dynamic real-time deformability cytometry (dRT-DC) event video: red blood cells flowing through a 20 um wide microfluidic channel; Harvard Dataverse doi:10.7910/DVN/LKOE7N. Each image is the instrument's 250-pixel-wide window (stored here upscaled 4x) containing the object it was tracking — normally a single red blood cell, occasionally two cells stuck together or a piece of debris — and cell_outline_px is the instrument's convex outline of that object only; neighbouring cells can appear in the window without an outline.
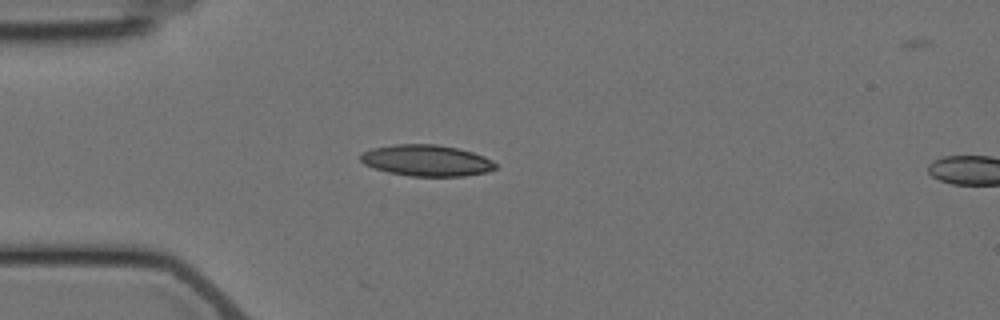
{"species": "Egyptian fruit bat (a non-hibernating species)", "species_latin": "Rousettus aegyptiacus", "temperature_condition": "cold", "stored_images_in_passage": 2, "camera_frame_rate_fps": 3000, "um_per_image_px": 0.085, "animal": {"sex": "female"}, "frame": {"image": 1, "passage_image": 1, "time_ms": 0.0, "image_size_px": [1000, 320], "cell_outline_px": [[496, 168], [484, 172], [464, 176], [408, 176], [388, 172], [364, 164], [360, 160], [360, 152], [372, 148], [392, 144], [436, 144], [456, 148], [472, 152], [484, 156], [492, 160], [496, 164]], "centroid_in_image_um": [36.22, 13.63], "position_along_channel_um": 48.8, "area_um2": 24.57}}